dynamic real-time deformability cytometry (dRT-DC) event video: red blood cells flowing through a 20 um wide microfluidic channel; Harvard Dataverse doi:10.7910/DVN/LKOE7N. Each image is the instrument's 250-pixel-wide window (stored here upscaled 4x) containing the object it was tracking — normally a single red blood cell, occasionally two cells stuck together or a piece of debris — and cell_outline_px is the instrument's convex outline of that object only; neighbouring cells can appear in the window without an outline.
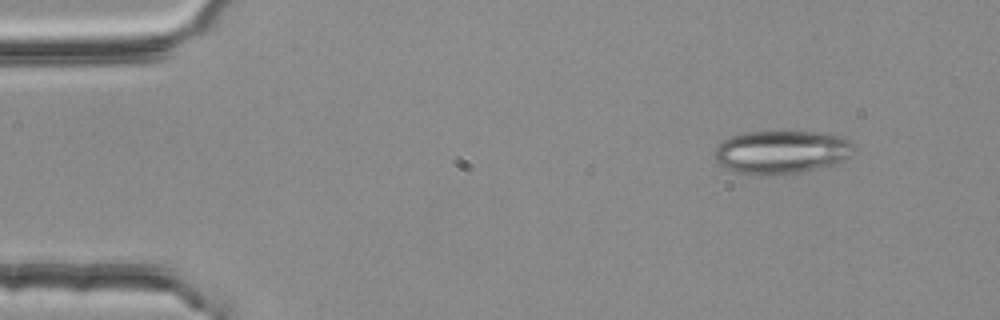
{"species": "common noctule bat (a hibernating species)", "species_latin": "Nyctalus noctula", "temperature_condition": "room temperature", "stored_images_in_passage": 3, "camera_frame_rate_fps": 3000, "um_per_image_px": 0.085, "animal": {"sex": "female", "body_mass_g": 25.1}, "frame": {"image": 1, "passage_image": 1, "time_ms": 0.0, "image_size_px": [1000, 320], "cell_outline_px": [[856, 148], [852, 156], [844, 160], [832, 164], [816, 168], [796, 172], [736, 172], [724, 168], [716, 160], [712, 152], [724, 140], [732, 136], [748, 132], [816, 132], [840, 136], [848, 140]], "centroid_in_image_um": [66.45, 12.88], "position_along_channel_um": 18.6, "area_um2": 34.1}}